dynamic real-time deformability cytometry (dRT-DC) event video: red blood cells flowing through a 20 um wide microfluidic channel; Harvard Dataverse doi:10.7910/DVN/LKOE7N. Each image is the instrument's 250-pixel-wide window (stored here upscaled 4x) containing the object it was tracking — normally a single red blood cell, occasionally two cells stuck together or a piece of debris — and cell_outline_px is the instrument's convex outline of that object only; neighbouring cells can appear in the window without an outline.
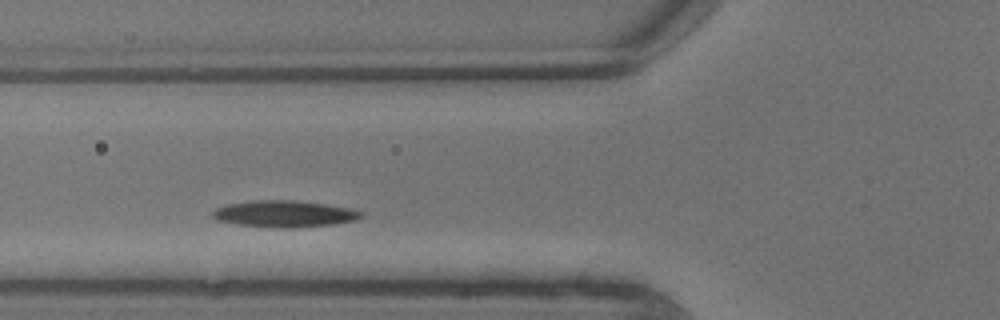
{"species": "common noctule bat (a hibernating species)", "species_latin": "Nyctalus noctula", "temperature_condition": "warm", "stored_images_in_passage": 4, "camera_frame_rate_fps": 3000, "um_per_image_px": 0.085, "animal": {"sex": "male", "body_mass_g": 13.3}, "frame": {"image": 1, "passage_image": 3, "time_ms": 0.667, "image_size_px": [1000, 320], "cell_outline_px": [[364, 216], [356, 220], [332, 224], [296, 228], [276, 228], [240, 224], [216, 220], [212, 216], [212, 212], [216, 208], [228, 204], [252, 200], [296, 200], [352, 208], [364, 212]], "centroid_in_image_um": [24.21, 18.17], "position_along_channel_um": 101.6, "area_um2": 23.12}}
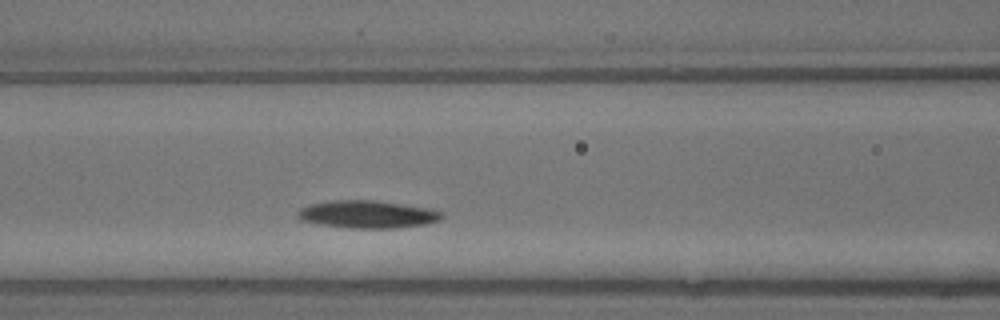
{"frame": {"image": 2, "passage_image": 4, "time_ms": 1.0, "image_size_px": [1000, 320], "cell_outline_px": [[444, 216], [440, 220], [424, 224], [396, 228], [352, 228], [316, 224], [300, 220], [296, 216], [296, 212], [300, 208], [308, 204], [328, 200], [372, 200], [428, 208], [444, 212]], "centroid_in_image_um": [31.17, 18.21], "position_along_channel_um": 135.4, "area_um2": 23.35}}